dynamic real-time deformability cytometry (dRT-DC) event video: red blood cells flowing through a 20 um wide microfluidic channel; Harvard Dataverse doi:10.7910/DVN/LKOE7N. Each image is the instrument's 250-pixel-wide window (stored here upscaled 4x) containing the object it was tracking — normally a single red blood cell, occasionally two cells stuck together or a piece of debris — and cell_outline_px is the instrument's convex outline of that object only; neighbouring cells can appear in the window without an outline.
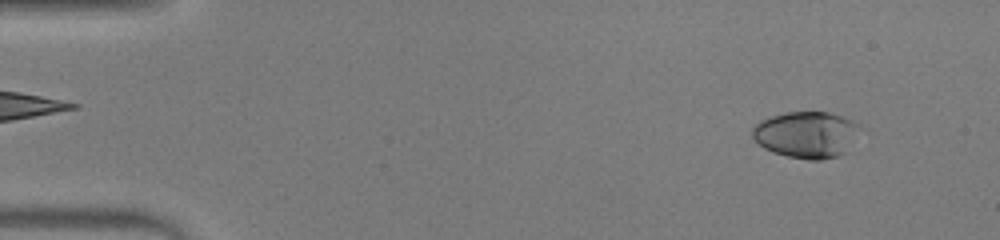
{"species": "human", "species_latin": "Homo sapiens", "temperature_condition": "warm", "stored_images_in_passage": 48, "camera_frame_rate_fps": 3000, "um_per_image_px": 0.085, "donor": {"sex": "male"}, "frame": {"image": 1, "passage_image": 4, "time_ms": 1.0, "image_size_px": [1000, 240], "cell_outline_px": [[868, 132], [844, 152], [836, 156], [820, 160], [808, 160], [788, 156], [772, 152], [764, 148], [752, 136], [752, 128], [760, 120], [784, 112], [828, 112], [860, 120]], "centroid_in_image_um": [68.72, 11.42], "position_along_channel_um": 16.3, "area_um2": 30.29}}
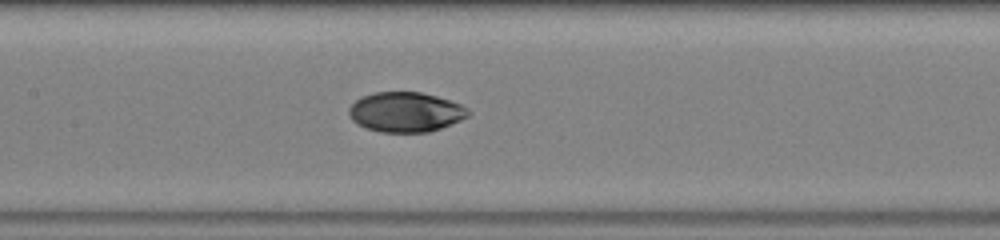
{"frame": {"image": 2, "passage_image": 23, "time_ms": 7.333, "image_size_px": [1000, 240], "cell_outline_px": [[472, 112], [468, 116], [460, 120], [440, 128], [428, 132], [380, 132], [364, 128], [352, 120], [348, 112], [348, 108], [356, 100], [364, 96], [376, 92], [420, 92], [436, 96], [460, 104], [468, 108]], "centroid_in_image_um": [34.47, 9.53], "position_along_channel_um": 172.9, "area_um2": 27.63}}
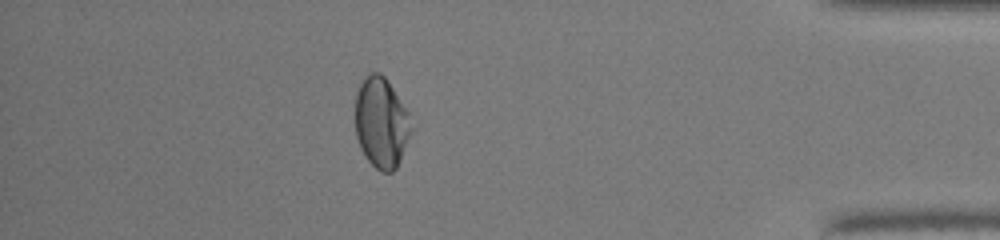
{"frame": {"image": 3, "passage_image": 42, "time_ms": 13.667, "image_size_px": [1000, 240], "cell_outline_px": [[412, 132], [396, 168], [392, 172], [380, 172], [368, 160], [360, 148], [356, 136], [356, 92], [360, 84], [372, 72], [380, 72], [384, 76], [412, 112]], "centroid_in_image_um": [32.46, 10.42], "position_along_channel_um": 402.7, "area_um2": 29.94}, "authors_computed_cell_mechanics": {"area_um2": 28.7844, "velocity_mm_per_s": 4.2992, "shape_relaxation_time_tau1_ms": 6.3973, "shape_relaxation_time_tau2_ms": 1.8884, "deformation_change_tau1": 0.1927, "deformation_change_tau2": 0.0333}}